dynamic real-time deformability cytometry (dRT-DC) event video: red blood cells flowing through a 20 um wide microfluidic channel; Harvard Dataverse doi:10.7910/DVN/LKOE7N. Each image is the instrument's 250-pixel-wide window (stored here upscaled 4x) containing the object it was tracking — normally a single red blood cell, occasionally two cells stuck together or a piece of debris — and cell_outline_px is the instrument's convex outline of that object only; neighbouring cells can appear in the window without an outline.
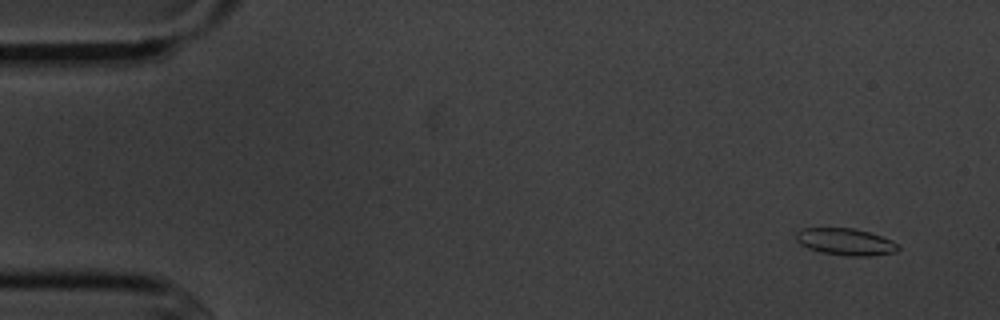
{"species": "common noctule bat (a hibernating species)", "species_latin": "Nyctalus noctula", "temperature_condition": "cold", "stored_images_in_passage": 7, "camera_frame_rate_fps": 3000, "um_per_image_px": 0.085, "animal": {"sex": "male", "body_mass_g": 20.1, "forearm_length_mm": 53.5}, "frame": {"image": 1, "passage_image": 1, "time_ms": 0.0, "image_size_px": [1000, 320], "cell_outline_px": [[900, 248], [896, 252], [872, 256], [848, 256], [820, 252], [808, 248], [800, 244], [796, 240], [796, 232], [800, 228], [856, 228], [892, 240]], "centroid_in_image_um": [71.85, 20.55], "position_along_channel_um": 13.1, "area_um2": 16.07}}
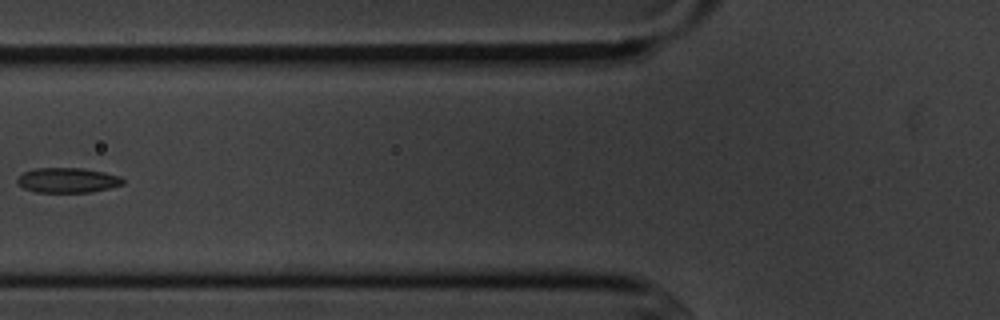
{"frame": {"image": 2, "passage_image": 6, "time_ms": 6.0, "image_size_px": [1000, 320], "cell_outline_px": [[124, 184], [92, 192], [36, 192], [24, 188], [16, 180], [24, 172], [36, 168], [84, 168], [104, 172], [120, 176], [124, 180]], "centroid_in_image_um": [5.78, 15.31], "position_along_channel_um": 120.0, "area_um2": 15.26}}
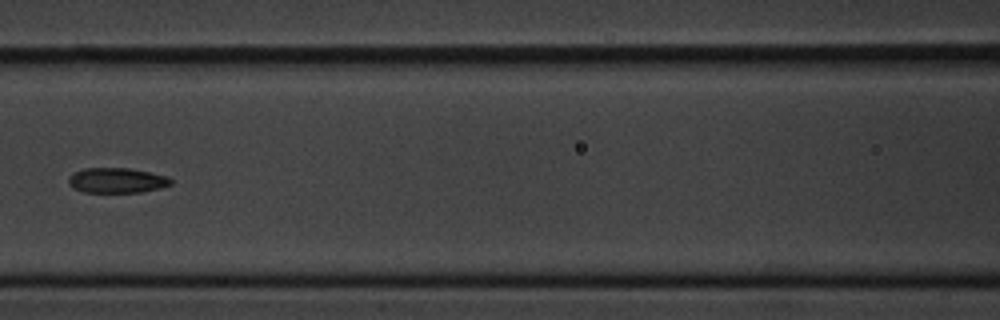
{"frame": {"image": 3, "passage_image": 7, "time_ms": 7.0, "image_size_px": [1000, 320], "cell_outline_px": [[172, 184], [160, 188], [140, 192], [84, 192], [72, 188], [68, 184], [68, 176], [72, 172], [84, 168], [128, 168], [168, 176], [172, 180]], "centroid_in_image_um": [9.89, 15.33], "position_along_channel_um": 156.7, "area_um2": 15.09}}